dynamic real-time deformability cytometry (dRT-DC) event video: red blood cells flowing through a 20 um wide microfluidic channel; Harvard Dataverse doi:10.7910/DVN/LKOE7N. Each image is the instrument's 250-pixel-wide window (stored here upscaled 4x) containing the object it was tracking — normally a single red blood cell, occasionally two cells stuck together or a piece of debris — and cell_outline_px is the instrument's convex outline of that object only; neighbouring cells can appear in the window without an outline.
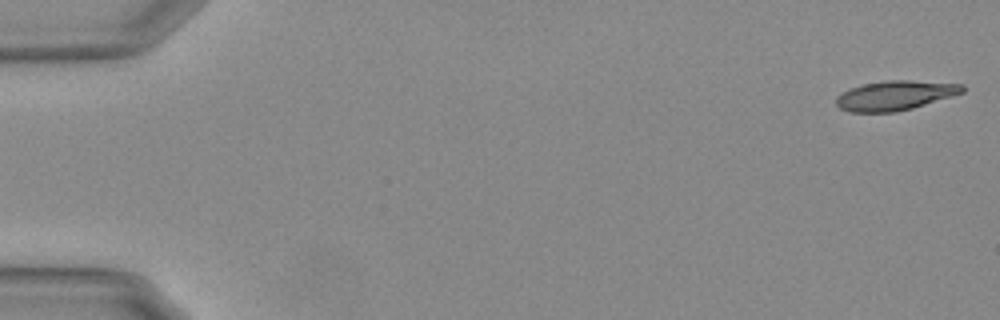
{"species": "Egyptian fruit bat (a non-hibernating species)", "species_latin": "Rousettus aegyptiacus", "temperature_condition": "warm", "stored_images_in_passage": 55, "camera_frame_rate_fps": 3000, "um_per_image_px": 0.085, "animal": {"sex": "female"}, "frame": {"image": 1, "passage_image": 1, "time_ms": 0.0, "image_size_px": [1000, 320], "cell_outline_px": [[964, 92], [952, 96], [912, 108], [896, 112], [852, 112], [840, 108], [836, 104], [836, 96], [840, 92], [864, 84], [888, 80], [908, 80], [964, 84]], "centroid_in_image_um": [76.07, 8.11], "position_along_channel_um": 8.9, "area_um2": 21.62}}
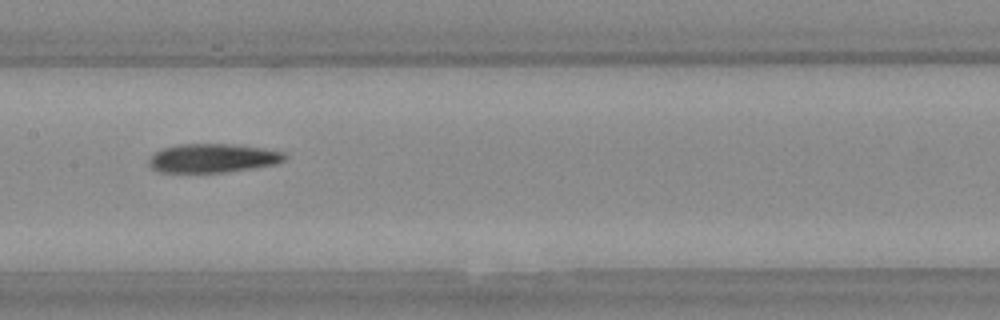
{"frame": {"image": 2, "passage_image": 28, "time_ms": 9.0, "image_size_px": [1000, 320], "cell_outline_px": [[288, 156], [284, 160], [276, 164], [224, 172], [160, 172], [152, 168], [148, 164], [148, 160], [160, 148], [180, 144], [236, 144], [264, 148], [284, 152]], "centroid_in_image_um": [18.09, 13.43], "position_along_channel_um": 189.3, "area_um2": 22.83}}
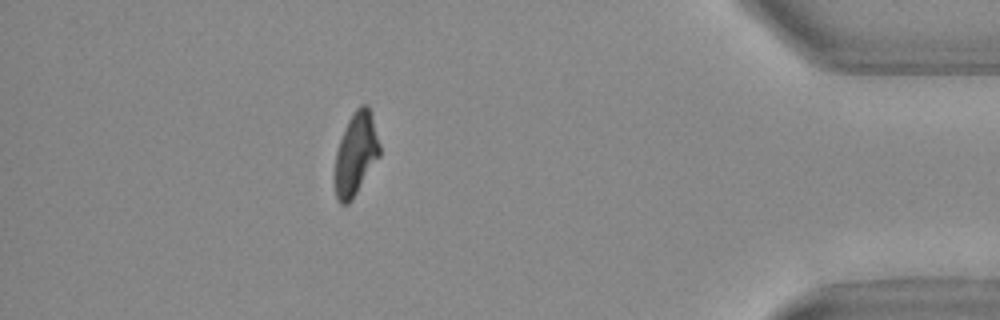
{"frame": {"image": 3, "passage_image": 49, "time_ms": 16.0, "image_size_px": [1000, 320], "cell_outline_px": [[380, 156], [352, 200], [348, 204], [340, 204], [336, 196], [336, 152], [344, 128], [348, 120], [356, 108], [360, 104], [368, 104], [372, 112], [380, 144]], "centroid_in_image_um": [30.28, 13.03], "position_along_channel_um": 404.9, "area_um2": 21.56}, "authors_computed_cell_mechanics": {"area_um2": 22.542, "velocity_mm_per_s": 3.7115, "shape_relaxation_time_tau1_ms": null, "shape_relaxation_time_tau2_ms": 10.7042, "deformation_change_tau1": null, "deformation_change_tau2": 0.2275}}